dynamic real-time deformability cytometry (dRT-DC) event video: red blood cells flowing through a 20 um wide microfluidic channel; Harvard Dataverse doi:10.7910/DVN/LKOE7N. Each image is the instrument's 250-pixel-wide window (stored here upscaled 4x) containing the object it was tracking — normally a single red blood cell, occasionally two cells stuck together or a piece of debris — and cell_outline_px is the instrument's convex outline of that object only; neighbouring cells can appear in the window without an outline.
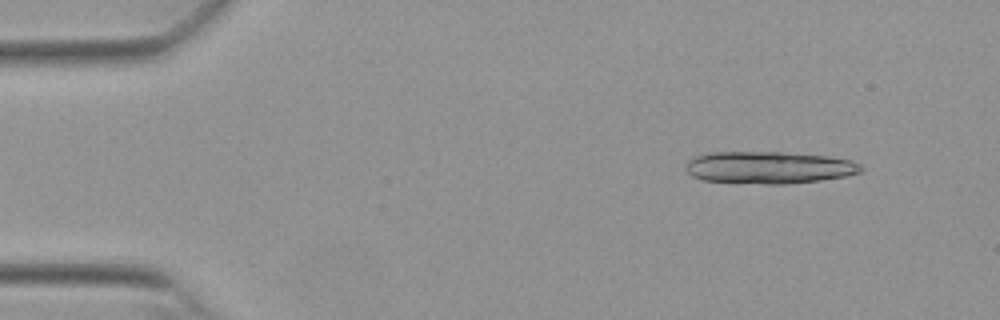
{"species": "Egyptian fruit bat (a non-hibernating species)", "species_latin": "Rousettus aegyptiacus", "temperature_condition": "warm", "stored_images_in_passage": 22, "segment_of_instrument_passage": [1, 2], "camera_frame_rate_fps": 3000, "um_per_image_px": 0.085, "animal": {"sex": "female"}, "frame": {"image": 1, "passage_image": 5, "time_ms": 1.333, "image_size_px": [1000, 320], "cell_outline_px": [[864, 168], [860, 172], [848, 176], [820, 180], [788, 184], [764, 184], [704, 180], [692, 176], [688, 172], [688, 160], [692, 156], [708, 152], [780, 152], [828, 156], [852, 160], [860, 164]], "centroid_in_image_um": [65.39, 14.23], "position_along_channel_um": 19.6, "area_um2": 32.95}}